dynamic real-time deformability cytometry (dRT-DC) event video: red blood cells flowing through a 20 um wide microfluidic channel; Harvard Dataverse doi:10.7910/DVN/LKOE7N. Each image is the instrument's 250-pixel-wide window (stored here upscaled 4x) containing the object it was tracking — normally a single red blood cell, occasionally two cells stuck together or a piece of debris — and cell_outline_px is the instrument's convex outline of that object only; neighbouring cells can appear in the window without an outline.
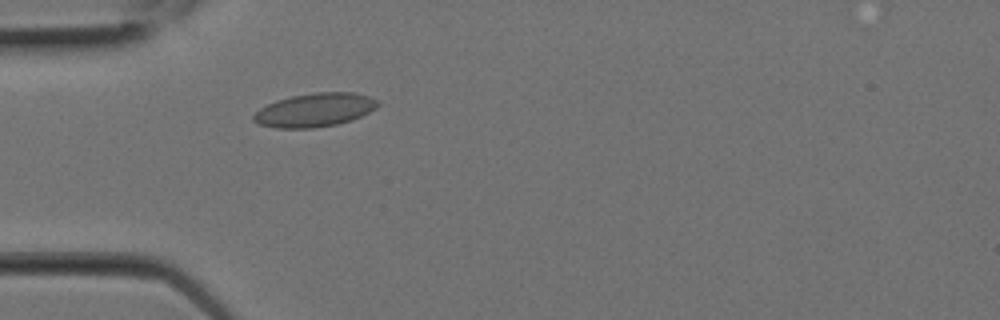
{"species": "Egyptian fruit bat (a non-hibernating species)", "species_latin": "Rousettus aegyptiacus", "temperature_condition": "room temperature", "stored_images_in_passage": 6, "camera_frame_rate_fps": 3000, "um_per_image_px": 0.085, "animal": {"sex": "female"}, "frame": {"image": 1, "passage_image": 6, "time_ms": 1.667, "image_size_px": [1000, 320], "cell_outline_px": [[380, 104], [376, 108], [352, 120], [336, 124], [312, 128], [276, 128], [260, 124], [252, 120], [252, 116], [260, 108], [276, 100], [292, 96], [316, 92], [356, 92], [380, 100]], "centroid_in_image_um": [26.77, 9.34], "position_along_channel_um": 58.2, "area_um2": 24.33}}